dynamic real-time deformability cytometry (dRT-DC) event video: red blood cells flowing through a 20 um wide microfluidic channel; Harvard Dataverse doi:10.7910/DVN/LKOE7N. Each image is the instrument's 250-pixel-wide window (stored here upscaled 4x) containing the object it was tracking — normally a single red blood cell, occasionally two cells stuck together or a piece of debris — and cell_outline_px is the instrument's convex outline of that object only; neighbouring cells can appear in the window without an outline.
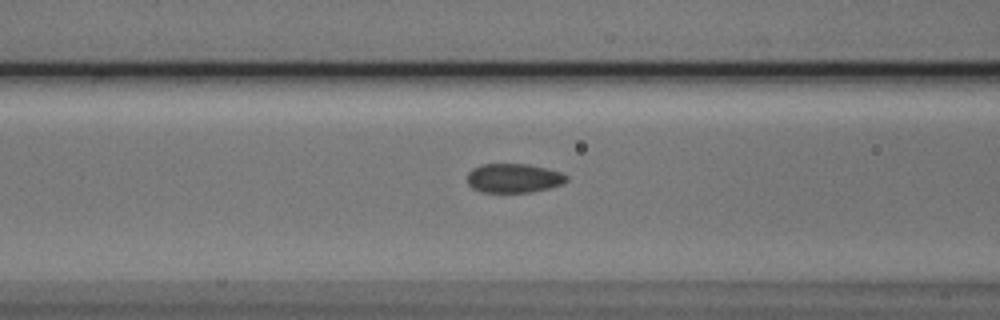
{"species": "Egyptian fruit bat (a non-hibernating species)", "species_latin": "Rousettus aegyptiacus", "temperature_condition": "cold", "stored_images_in_passage": 30, "camera_frame_rate_fps": 3000, "um_per_image_px": 0.085, "animal": {"sex": "male"}, "frame": {"image": 1, "passage_image": 8, "time_ms": 2.333, "image_size_px": [1000, 320], "cell_outline_px": [[568, 180], [564, 184], [532, 192], [484, 192], [472, 188], [468, 184], [468, 172], [472, 168], [480, 164], [528, 164], [548, 168], [560, 172], [568, 176]], "centroid_in_image_um": [43.68, 15.13], "position_along_channel_um": 122.9, "area_um2": 16.99}}
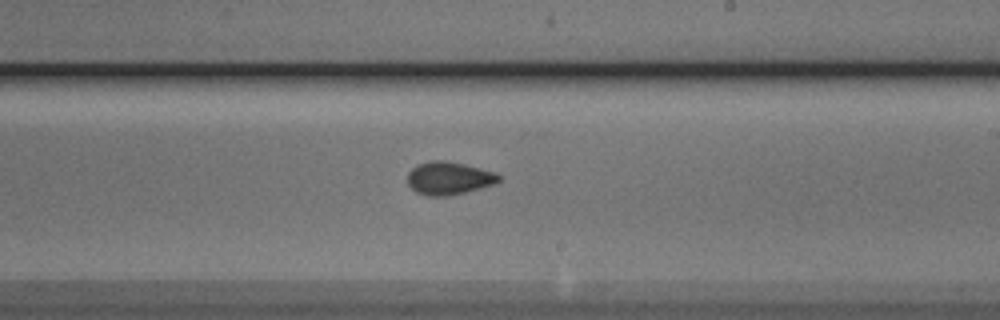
{"frame": {"image": 2, "passage_image": 18, "time_ms": 5.667, "image_size_px": [1000, 320], "cell_outline_px": [[504, 176], [496, 184], [464, 192], [444, 196], [428, 196], [416, 192], [408, 184], [408, 172], [416, 164], [432, 160], [448, 160], [496, 172]], "centroid_in_image_um": [38.18, 15.13], "position_along_channel_um": 250.8, "area_um2": 17.69}}
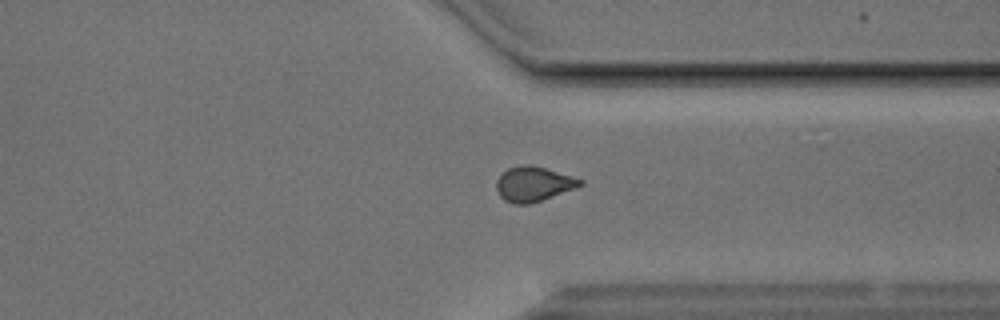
{"frame": {"image": 3, "passage_image": 27, "time_ms": 8.667, "image_size_px": [1000, 320], "cell_outline_px": [[584, 184], [576, 188], [528, 204], [512, 204], [504, 200], [500, 196], [496, 188], [496, 180], [508, 168], [520, 164], [532, 164], [584, 180]], "centroid_in_image_um": [45.33, 15.63], "position_along_channel_um": 366.1, "area_um2": 16.94}}